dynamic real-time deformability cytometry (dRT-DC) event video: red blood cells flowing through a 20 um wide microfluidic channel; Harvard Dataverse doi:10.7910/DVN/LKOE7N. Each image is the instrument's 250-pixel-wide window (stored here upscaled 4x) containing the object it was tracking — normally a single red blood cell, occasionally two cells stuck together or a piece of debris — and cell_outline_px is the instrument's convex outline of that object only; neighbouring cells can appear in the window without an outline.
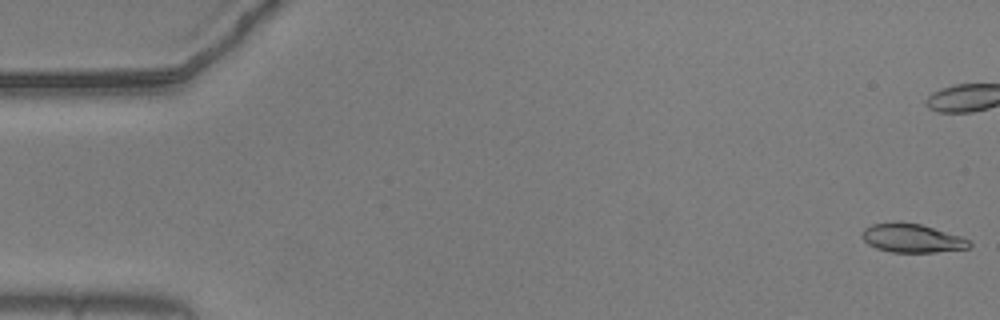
{"species": "common noctule bat (a hibernating species)", "species_latin": "Nyctalus noctula", "temperature_condition": "warm", "stored_images_in_passage": 29, "camera_frame_rate_fps": 3000, "um_per_image_px": 0.085, "animal": {"sex": "male", "body_mass_g": 20.5, "forearm_length_mm": 52.5}, "frame": {"image": 1, "passage_image": 1, "time_ms": 0.0, "image_size_px": [1000, 320], "cell_outline_px": [[972, 244], [968, 248], [936, 252], [892, 252], [876, 248], [868, 244], [860, 236], [860, 232], [864, 228], [872, 224], [896, 220], [900, 220], [920, 224], [960, 236], [968, 240]], "centroid_in_image_um": [77.45, 20.22], "position_along_channel_um": 7.6, "area_um2": 18.15}}